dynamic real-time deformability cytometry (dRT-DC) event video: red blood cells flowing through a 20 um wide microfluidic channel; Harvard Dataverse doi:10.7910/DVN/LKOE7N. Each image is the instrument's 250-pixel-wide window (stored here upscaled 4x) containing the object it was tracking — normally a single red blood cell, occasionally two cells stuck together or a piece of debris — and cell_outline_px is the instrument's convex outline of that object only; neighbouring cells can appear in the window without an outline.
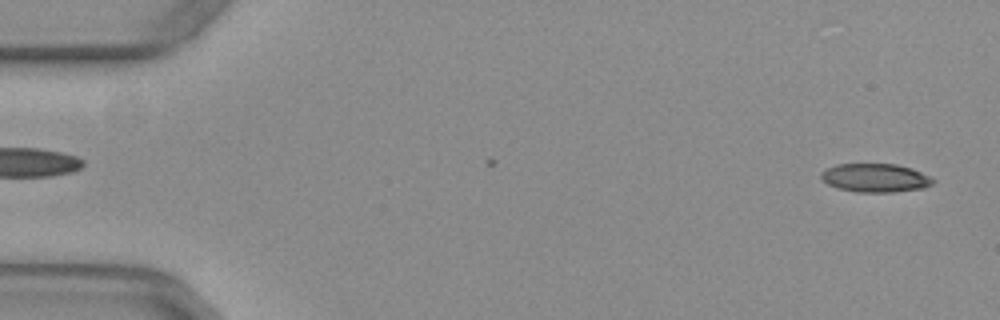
{"species": "common noctule bat (a hibernating species)", "species_latin": "Nyctalus noctula", "temperature_condition": "warm", "stored_images_in_passage": 10, "camera_frame_rate_fps": 3000, "um_per_image_px": 0.085, "animal": {"sex": "female", "body_mass_g": 29.2, "forearm_length_mm": 56.3}, "frame": {"image": 1, "passage_image": 2, "time_ms": 0.333, "image_size_px": [1000, 320], "cell_outline_px": [[936, 180], [932, 184], [924, 188], [896, 192], [856, 192], [840, 188], [828, 184], [820, 176], [820, 172], [836, 164], [896, 164], [912, 168], [932, 176]], "centroid_in_image_um": [74.46, 15.11], "position_along_channel_um": 10.5, "area_um2": 18.73}}